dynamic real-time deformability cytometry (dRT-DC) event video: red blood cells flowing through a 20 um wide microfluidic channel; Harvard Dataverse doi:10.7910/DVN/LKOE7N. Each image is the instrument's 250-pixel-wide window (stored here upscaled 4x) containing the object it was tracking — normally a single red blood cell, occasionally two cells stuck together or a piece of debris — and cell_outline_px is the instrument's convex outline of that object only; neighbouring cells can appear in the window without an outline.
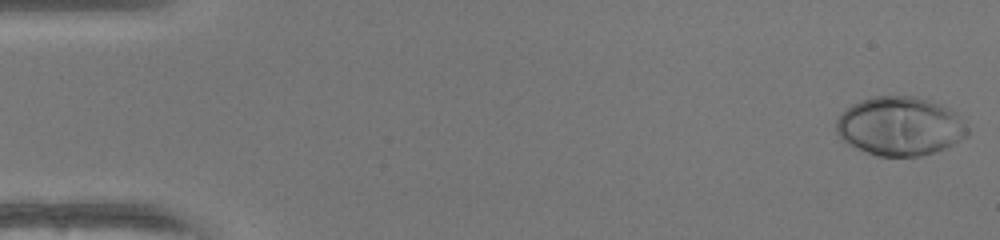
{"species": "human", "species_latin": "Homo sapiens", "temperature_condition": "warm", "stored_images_in_passage": 50, "camera_frame_rate_fps": 3000, "um_per_image_px": 0.085, "donor": {"sex": "female"}, "frame": {"image": 1, "passage_image": 1, "time_ms": 0.0, "image_size_px": [1000, 240], "cell_outline_px": [[968, 136], [944, 148], [920, 156], [876, 156], [856, 148], [848, 144], [836, 132], [836, 120], [852, 104], [860, 100], [872, 96], [916, 96], [952, 108], [960, 116], [968, 128]], "centroid_in_image_um": [76.51, 10.72], "position_along_channel_um": 8.5, "area_um2": 45.03}}
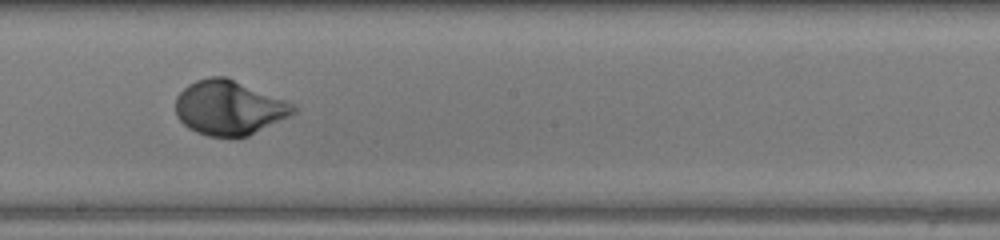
{"frame": {"image": 2, "passage_image": 28, "time_ms": 9.0, "image_size_px": [1000, 240], "cell_outline_px": [[296, 112], [248, 136], [208, 136], [196, 132], [188, 128], [176, 116], [176, 96], [188, 84], [196, 80], [208, 76], [228, 76], [284, 100], [292, 104], [296, 108]], "centroid_in_image_um": [19.42, 9.13], "position_along_channel_um": 228.8, "area_um2": 37.17}}
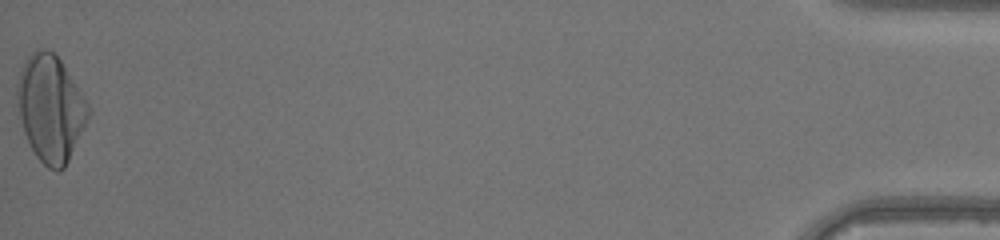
{"frame": {"image": 3, "passage_image": 50, "time_ms": 16.333, "image_size_px": [1000, 240], "cell_outline_px": [[88, 116], [68, 160], [64, 168], [60, 172], [56, 172], [48, 168], [36, 156], [24, 132], [20, 116], [16, 92], [16, 84], [20, 72], [28, 56], [36, 48], [48, 48], [60, 60], [84, 96], [88, 104]], "centroid_in_image_um": [4.27, 9.19], "position_along_channel_um": 430.9, "area_um2": 43.29}, "authors_computed_cell_mechanics": {"area_um2": 37.4544, "velocity_mm_per_s": 4.1524, "shape_relaxation_time_tau1_ms": 2.356, "shape_relaxation_time_tau2_ms": null, "deformation_change_tau1": 0.1885, "deformation_change_tau2": null}}